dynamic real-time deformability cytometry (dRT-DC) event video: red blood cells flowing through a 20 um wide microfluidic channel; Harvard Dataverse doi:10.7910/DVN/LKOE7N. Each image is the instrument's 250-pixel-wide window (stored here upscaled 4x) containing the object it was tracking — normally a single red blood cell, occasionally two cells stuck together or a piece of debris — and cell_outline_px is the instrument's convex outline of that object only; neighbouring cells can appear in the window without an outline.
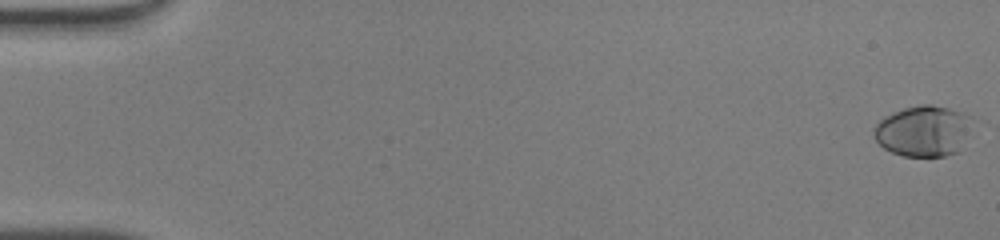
{"species": "human", "species_latin": "Homo sapiens", "temperature_condition": "warm", "stored_images_in_passage": 50, "camera_frame_rate_fps": 3000, "um_per_image_px": 0.085, "donor": {"sex": "male"}, "frame": {"image": 1, "passage_image": 1, "time_ms": 0.0, "image_size_px": [1000, 240], "cell_outline_px": [[972, 116], [956, 152], [944, 156], [904, 156], [892, 152], [884, 148], [872, 136], [872, 128], [884, 116], [904, 108], [920, 104], [932, 104], [948, 108]], "centroid_in_image_um": [78.37, 11.11], "position_along_channel_um": 6.6, "area_um2": 28.55}}
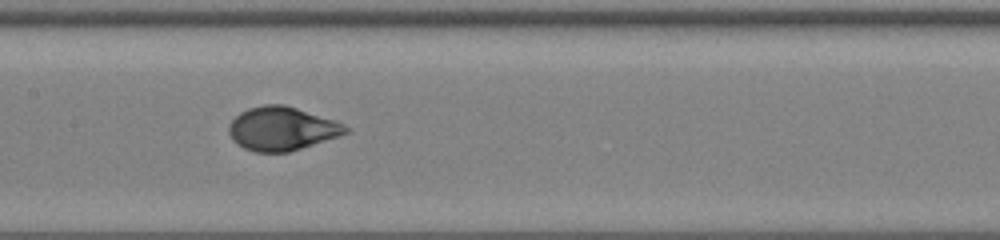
{"frame": {"image": 2, "passage_image": 26, "time_ms": 8.333, "image_size_px": [1000, 240], "cell_outline_px": [[352, 128], [348, 132], [340, 136], [288, 152], [256, 152], [244, 148], [232, 140], [228, 132], [228, 124], [240, 112], [248, 108], [264, 104], [284, 104], [336, 120]], "centroid_in_image_um": [23.97, 10.93], "position_along_channel_um": 183.4, "area_um2": 29.88}}
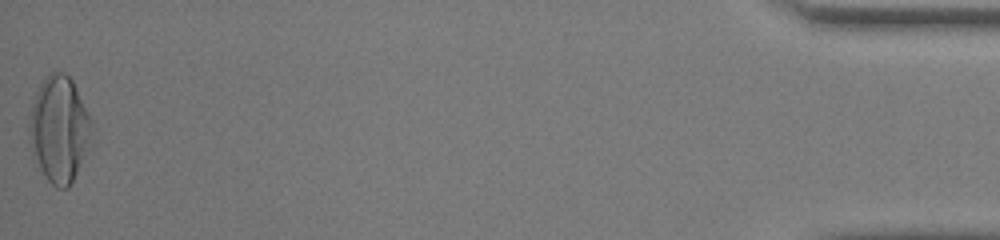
{"frame": {"image": 3, "passage_image": 50, "time_ms": 16.333, "image_size_px": [1000, 240], "cell_outline_px": [[92, 144], [68, 188], [56, 188], [48, 180], [40, 168], [32, 152], [28, 136], [28, 124], [32, 104], [36, 92], [40, 84], [52, 72], [64, 72], [72, 80], [92, 120]], "centroid_in_image_um": [5.05, 11.0], "position_along_channel_um": 430.2, "area_um2": 38.67}, "authors_computed_cell_mechanics": {"area_um2": 29.1023, "velocity_mm_per_s": 4.2573, "shape_relaxation_time_tau1_ms": 4.4091, "shape_relaxation_time_tau2_ms": null, "deformation_change_tau1": 0.2419, "deformation_change_tau2": null}}